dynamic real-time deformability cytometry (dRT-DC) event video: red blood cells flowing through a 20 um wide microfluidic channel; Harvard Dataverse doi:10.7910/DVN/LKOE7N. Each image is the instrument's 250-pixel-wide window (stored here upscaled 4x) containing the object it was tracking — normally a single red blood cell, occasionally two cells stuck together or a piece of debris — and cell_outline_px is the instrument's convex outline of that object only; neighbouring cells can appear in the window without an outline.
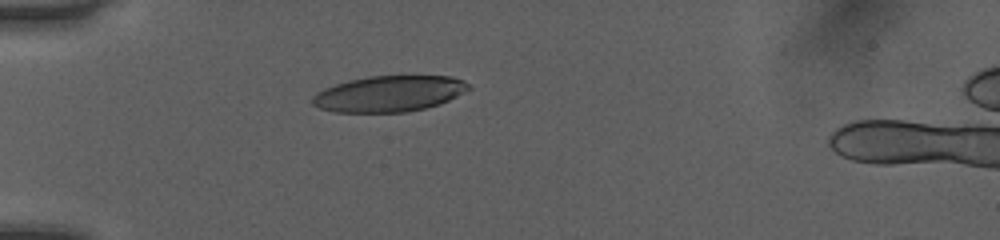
{"species": "human", "species_latin": "Homo sapiens", "temperature_condition": "room temperature", "stored_images_in_passage": 36, "camera_frame_rate_fps": 3000, "um_per_image_px": 0.085, "donor": {"sex": "female"}, "frame": {"image": 1, "passage_image": 1, "time_ms": 0.0, "image_size_px": [1000, 240], "cell_outline_px": [[472, 88], [440, 104], [408, 112], [336, 112], [320, 108], [312, 104], [312, 96], [316, 92], [324, 88], [348, 80], [368, 76], [452, 76], [464, 80]], "centroid_in_image_um": [33.07, 7.96], "position_along_channel_um": 51.9, "area_um2": 32.77}}
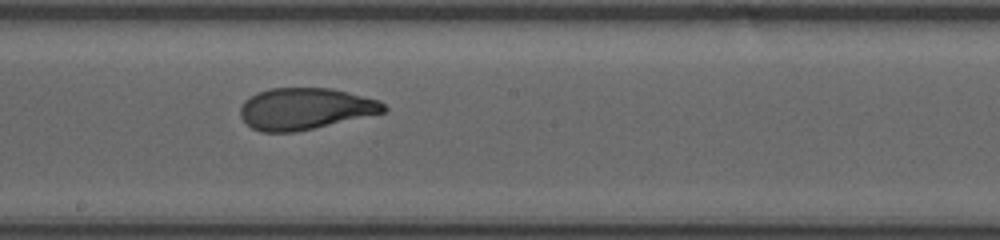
{"frame": {"image": 2, "passage_image": 15, "time_ms": 4.667, "image_size_px": [1000, 240], "cell_outline_px": [[388, 108], [384, 112], [296, 132], [260, 132], [252, 128], [240, 116], [240, 108], [244, 100], [256, 92], [268, 88], [332, 88], [380, 100]], "centroid_in_image_um": [25.91, 9.23], "position_along_channel_um": 222.3, "area_um2": 34.74}}
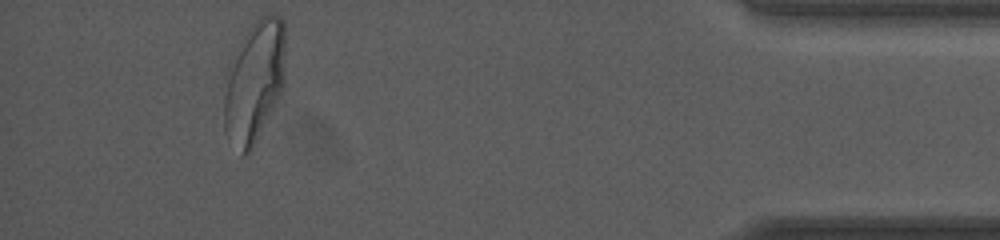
{"frame": {"image": 3, "passage_image": 33, "time_ms": 10.667, "image_size_px": [1000, 240], "cell_outline_px": [[284, 84], [252, 148], [244, 156], [240, 156], [224, 132], [224, 76], [228, 64], [232, 56], [244, 36], [252, 24], [260, 16], [268, 12], [272, 12], [280, 16], [284, 20]], "centroid_in_image_um": [21.58, 6.9], "position_along_channel_um": 413.6, "area_um2": 43.64}, "authors_computed_cell_mechanics": {"area_um2": 35.7782, "velocity_mm_per_s": 4.0631, "shape_relaxation_time_tau1_ms": 4.9651, "shape_relaxation_time_tau2_ms": 0.9024, "deformation_change_tau1": 0.2367, "deformation_change_tau2": 0.0761}}